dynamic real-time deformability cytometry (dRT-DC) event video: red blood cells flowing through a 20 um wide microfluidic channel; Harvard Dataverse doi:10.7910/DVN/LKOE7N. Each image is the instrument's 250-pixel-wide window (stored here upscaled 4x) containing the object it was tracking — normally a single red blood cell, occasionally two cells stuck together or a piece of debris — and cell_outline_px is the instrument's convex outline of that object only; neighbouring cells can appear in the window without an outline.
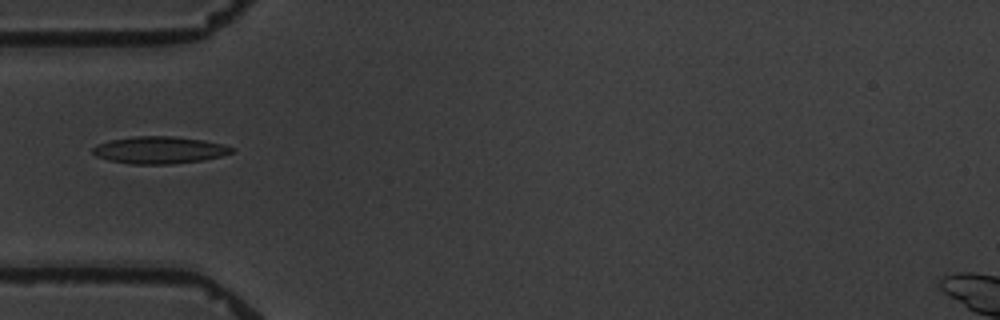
{"species": "common noctule bat (a hibernating species)", "species_latin": "Nyctalus noctula", "temperature_condition": "warm", "stored_images_in_passage": 5, "camera_frame_rate_fps": 3000, "um_per_image_px": 0.085, "animal": {"sex": "male", "body_mass_g": 19.5, "forearm_length_mm": 54.6}, "frame": {"image": 1, "passage_image": 3, "time_ms": 3.0, "image_size_px": [1000, 320], "cell_outline_px": [[236, 148], [232, 152], [220, 156], [200, 160], [172, 164], [128, 164], [108, 160], [96, 156], [92, 152], [92, 148], [96, 144], [112, 140], [136, 136], [172, 136], [204, 140], [224, 144]], "centroid_in_image_um": [13.53, 12.75], "position_along_channel_um": 71.5, "area_um2": 21.96}}
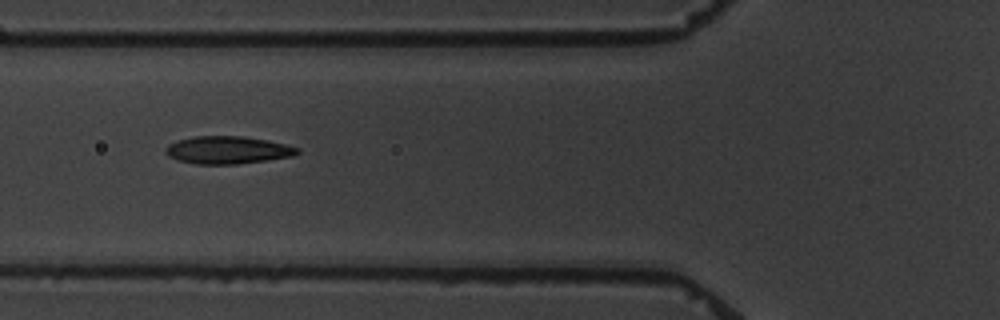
{"frame": {"image": 2, "passage_image": 4, "time_ms": 4.0, "image_size_px": [1000, 320], "cell_outline_px": [[300, 152], [292, 156], [268, 160], [236, 164], [196, 164], [176, 160], [168, 156], [164, 152], [164, 148], [168, 144], [176, 140], [192, 136], [244, 136], [268, 140], [300, 148]], "centroid_in_image_um": [19.3, 12.75], "position_along_channel_um": 106.5, "area_um2": 21.44}}
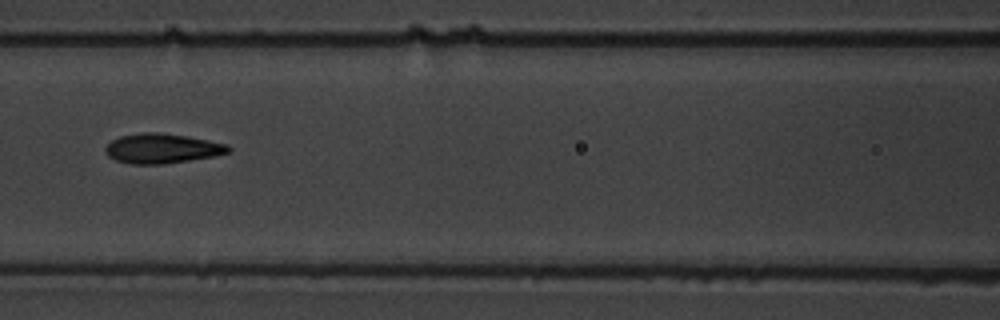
{"frame": {"image": 3, "passage_image": 5, "time_ms": 5.333, "image_size_px": [1000, 320], "cell_outline_px": [[232, 152], [212, 156], [164, 164], [132, 164], [116, 160], [108, 156], [104, 148], [112, 140], [120, 136], [144, 132], [160, 132], [188, 136], [228, 144], [232, 148]], "centroid_in_image_um": [13.8, 12.61], "position_along_channel_um": 152.8, "area_um2": 21.33}}